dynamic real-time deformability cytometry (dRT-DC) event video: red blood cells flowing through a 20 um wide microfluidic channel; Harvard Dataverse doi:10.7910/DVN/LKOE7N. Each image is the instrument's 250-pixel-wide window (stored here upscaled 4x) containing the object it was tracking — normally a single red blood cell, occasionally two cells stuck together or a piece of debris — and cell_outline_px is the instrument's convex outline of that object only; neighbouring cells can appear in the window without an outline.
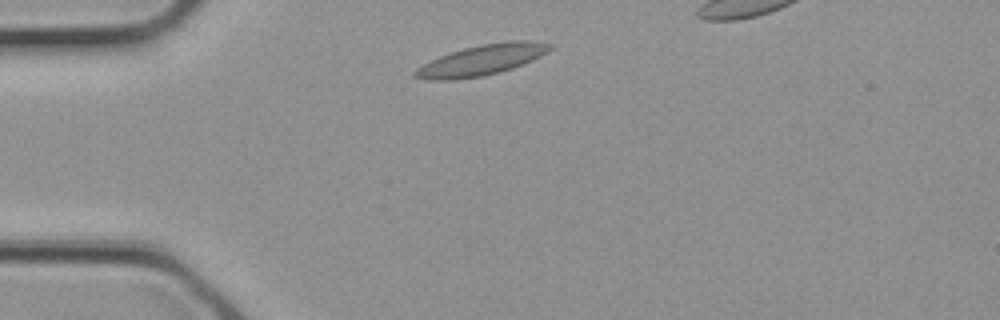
{"species": "common noctule bat (a hibernating species)", "species_latin": "Nyctalus noctula", "temperature_condition": "cold", "stored_images_in_passage": 3, "camera_frame_rate_fps": 3000, "um_per_image_px": 0.085, "animal": {"sex": "female", "body_mass_g": 21.9}, "frame": {"image": 1, "passage_image": 1, "time_ms": 0.0, "image_size_px": [1000, 320], "cell_outline_px": [[552, 48], [548, 52], [524, 64], [500, 72], [484, 76], [452, 80], [428, 80], [412, 76], [412, 72], [416, 68], [440, 56], [464, 48], [480, 44], [508, 40], [528, 40], [552, 44]], "centroid_in_image_um": [40.95, 5.1], "position_along_channel_um": 44.0, "area_um2": 24.1}}
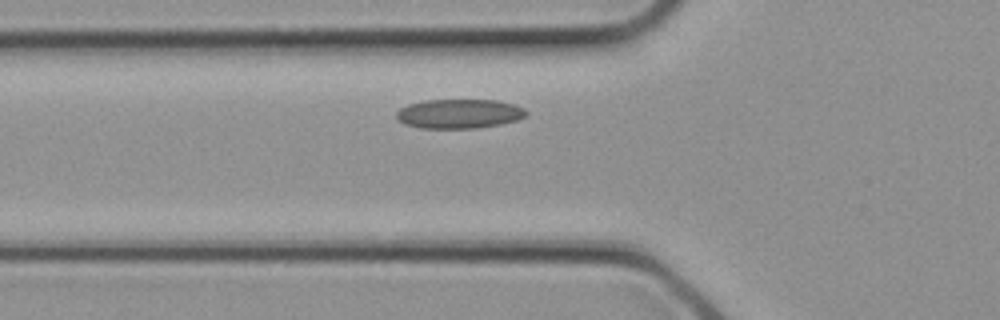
{"frame": {"image": 2, "passage_image": 3, "time_ms": 0.667, "image_size_px": [1000, 320], "cell_outline_px": [[528, 112], [524, 116], [516, 120], [500, 124], [476, 128], [420, 128], [404, 124], [396, 116], [396, 112], [400, 108], [408, 104], [424, 100], [496, 100], [512, 104], [524, 108]], "centroid_in_image_um": [39.0, 9.66], "position_along_channel_um": 86.8, "area_um2": 22.08}}